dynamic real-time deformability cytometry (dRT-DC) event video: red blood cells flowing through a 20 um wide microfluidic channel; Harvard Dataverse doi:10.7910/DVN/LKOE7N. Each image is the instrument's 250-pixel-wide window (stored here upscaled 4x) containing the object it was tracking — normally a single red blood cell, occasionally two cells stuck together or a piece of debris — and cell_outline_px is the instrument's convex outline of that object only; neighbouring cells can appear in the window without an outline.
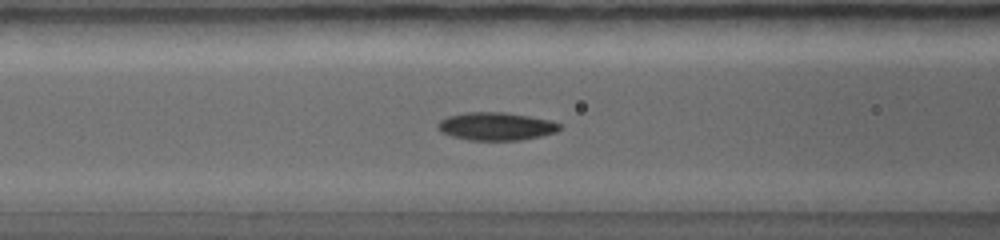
{"species": "common noctule bat (a hibernating species)", "species_latin": "Nyctalus noctula", "temperature_condition": "warm", "stored_images_in_passage": 25, "camera_frame_rate_fps": 5000, "um_per_image_px": 0.085, "animal": {"sex": "female", "body_mass_g": 19.0, "forearm_length_mm": 56.7}, "frame": {"image": 1, "passage_image": 9, "time_ms": 3.4, "image_size_px": [1000, 240], "cell_outline_px": [[560, 128], [556, 132], [540, 136], [520, 140], [468, 140], [452, 136], [436, 128], [436, 124], [440, 120], [448, 116], [464, 112], [504, 112], [528, 116], [548, 120], [560, 124]], "centroid_in_image_um": [42.12, 10.73], "position_along_channel_um": 124.5, "area_um2": 19.71}}
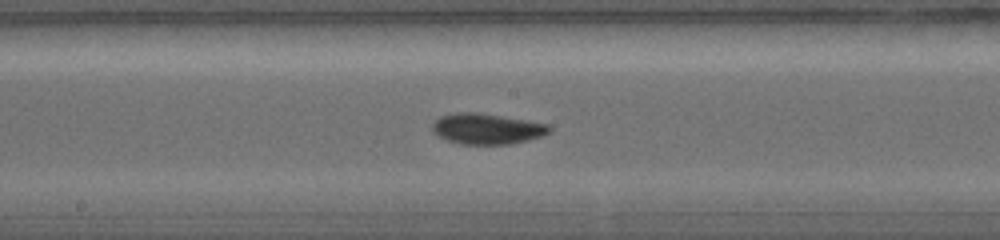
{"frame": {"image": 2, "passage_image": 13, "time_ms": 4.8, "image_size_px": [1000, 240], "cell_outline_px": [[552, 128], [548, 132], [540, 136], [528, 140], [508, 144], [460, 144], [448, 140], [440, 136], [432, 128], [432, 124], [440, 116], [456, 112], [476, 112], [548, 124]], "centroid_in_image_um": [41.37, 10.94], "position_along_channel_um": 206.8, "area_um2": 20.52}}
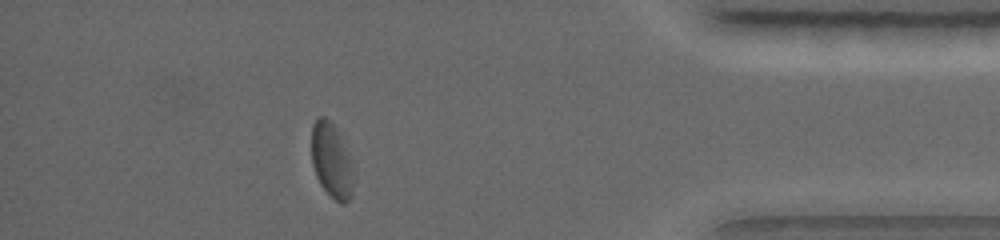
{"frame": {"image": 3, "passage_image": 23, "time_ms": 8.8, "image_size_px": [1000, 240], "cell_outline_px": [[352, 192], [348, 200], [344, 204], [340, 204], [320, 184], [316, 176], [312, 164], [312, 124], [320, 116], [324, 116], [332, 120], [340, 136], [348, 160], [352, 184]], "centroid_in_image_um": [28.12, 13.61], "position_along_channel_um": 407.1, "area_um2": 17.51}}